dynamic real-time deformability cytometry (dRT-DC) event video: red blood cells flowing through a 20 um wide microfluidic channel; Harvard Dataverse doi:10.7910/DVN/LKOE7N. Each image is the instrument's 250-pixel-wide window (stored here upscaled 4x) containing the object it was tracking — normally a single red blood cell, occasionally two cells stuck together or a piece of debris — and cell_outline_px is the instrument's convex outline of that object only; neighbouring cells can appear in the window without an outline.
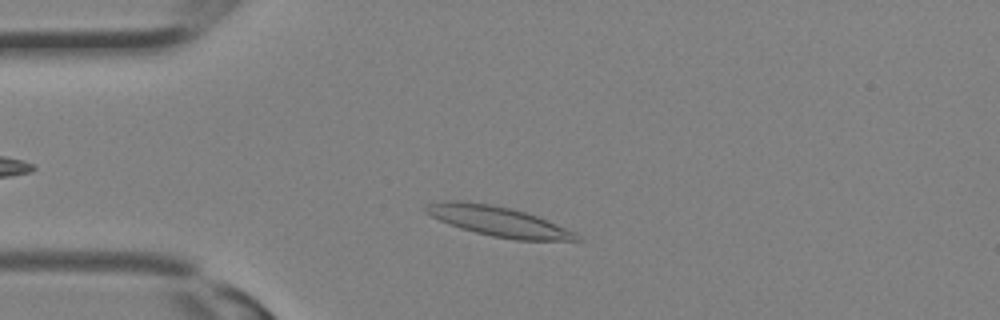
{"species": "Egyptian fruit bat (a non-hibernating species)", "species_latin": "Rousettus aegyptiacus", "temperature_condition": "room temperature", "stored_images_in_passage": 28, "camera_frame_rate_fps": 3000, "um_per_image_px": 0.085, "animal": {"sex": "female"}, "frame": {"image": 1, "passage_image": 4, "time_ms": 1.0, "image_size_px": [1000, 320], "cell_outline_px": [[584, 240], [516, 240], [492, 236], [460, 228], [440, 220], [424, 212], [424, 204], [448, 200], [460, 200], [488, 204], [512, 208], [536, 216], [576, 232]], "centroid_in_image_um": [42.33, 18.8], "position_along_channel_um": 42.7, "area_um2": 26.07}}
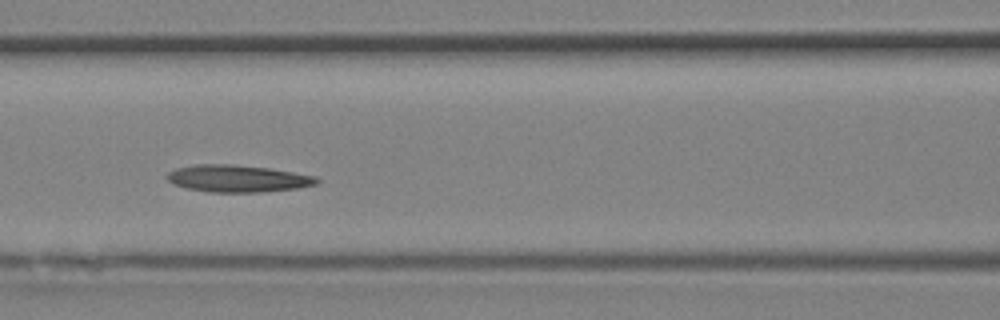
{"frame": {"image": 2, "passage_image": 10, "time_ms": 3.0, "image_size_px": [1000, 320], "cell_outline_px": [[320, 180], [316, 184], [296, 188], [264, 192], [208, 192], [188, 188], [176, 184], [168, 180], [164, 176], [168, 172], [176, 168], [196, 164], [232, 164], [268, 168], [316, 176]], "centroid_in_image_um": [20.19, 15.17], "position_along_channel_um": 146.4, "area_um2": 23.52}}
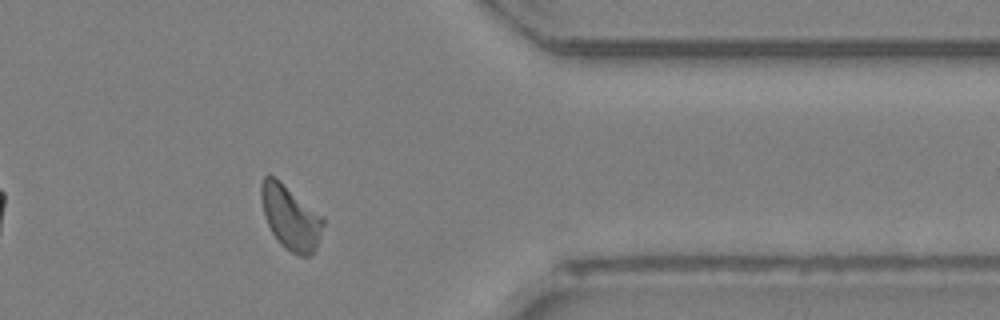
{"frame": {"image": 3, "passage_image": 22, "time_ms": 7.0, "image_size_px": [1000, 320], "cell_outline_px": [[324, 224], [316, 248], [308, 256], [300, 256], [284, 248], [280, 244], [272, 232], [264, 216], [260, 196], [260, 184], [264, 176], [268, 172], [276, 176], [324, 216]], "centroid_in_image_um": [24.68, 18.42], "position_along_channel_um": 386.7, "area_um2": 23.64}}